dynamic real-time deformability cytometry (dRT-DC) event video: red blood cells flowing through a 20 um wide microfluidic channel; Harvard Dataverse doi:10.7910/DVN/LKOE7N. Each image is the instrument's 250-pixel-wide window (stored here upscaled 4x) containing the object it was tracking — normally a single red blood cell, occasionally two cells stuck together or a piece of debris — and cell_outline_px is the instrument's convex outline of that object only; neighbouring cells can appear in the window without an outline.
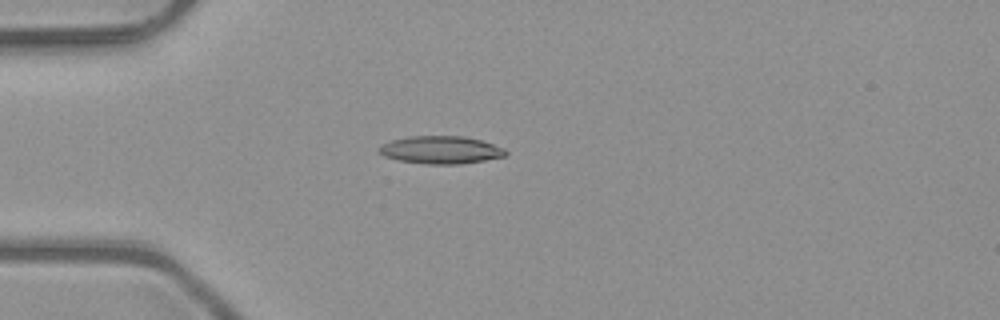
{"species": "common noctule bat (a hibernating species)", "species_latin": "Nyctalus noctula", "temperature_condition": "room temperature", "stored_images_in_passage": 3, "camera_frame_rate_fps": 3000, "um_per_image_px": 0.085, "animal": {"sex": "male", "body_mass_g": 23.1, "forearm_length_mm": 52.7}, "frame": {"image": 1, "passage_image": 3, "time_ms": 0.667, "image_size_px": [1000, 320], "cell_outline_px": [[508, 152], [504, 156], [484, 160], [460, 164], [428, 164], [400, 160], [384, 156], [376, 152], [376, 148], [392, 140], [412, 136], [464, 136], [480, 140], [504, 148]], "centroid_in_image_um": [37.44, 12.74], "position_along_channel_um": 47.6, "area_um2": 20.29}}